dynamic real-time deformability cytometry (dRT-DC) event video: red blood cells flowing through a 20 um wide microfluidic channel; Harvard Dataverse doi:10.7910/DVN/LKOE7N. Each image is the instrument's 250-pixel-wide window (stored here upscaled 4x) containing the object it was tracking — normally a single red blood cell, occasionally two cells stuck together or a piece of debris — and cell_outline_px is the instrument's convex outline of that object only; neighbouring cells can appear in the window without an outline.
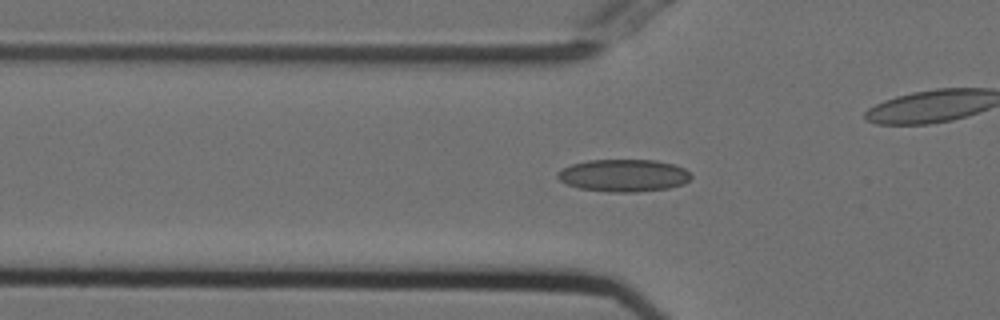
{"species": "Egyptian fruit bat (a non-hibernating species)", "species_latin": "Rousettus aegyptiacus", "temperature_condition": "cold", "stored_images_in_passage": 43, "camera_frame_rate_fps": 3000, "um_per_image_px": 0.085, "animal": {"sex": "female"}, "frame": {"image": 1, "passage_image": 6, "time_ms": 1.667, "image_size_px": [1000, 320], "cell_outline_px": [[692, 176], [684, 184], [668, 188], [636, 192], [608, 192], [580, 188], [568, 184], [560, 180], [556, 176], [564, 168], [572, 164], [588, 160], [656, 160], [672, 164], [684, 168]], "centroid_in_image_um": [53.03, 14.91], "position_along_channel_um": 72.8, "area_um2": 24.97}}
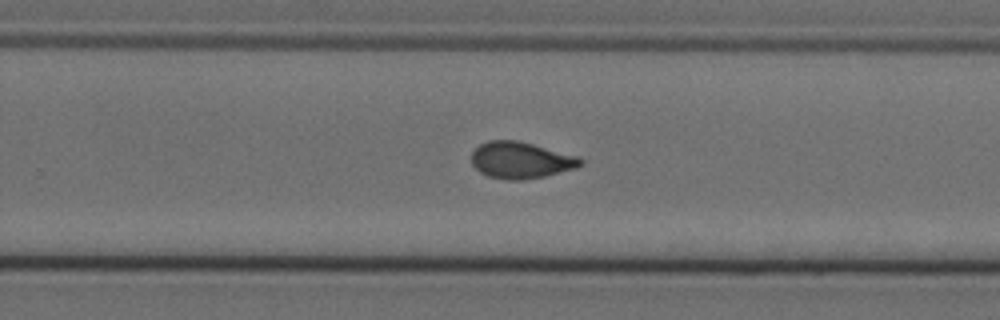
{"frame": {"image": 2, "passage_image": 23, "time_ms": 7.333, "image_size_px": [1000, 320], "cell_outline_px": [[584, 164], [576, 168], [544, 176], [524, 180], [504, 180], [488, 176], [480, 172], [472, 164], [472, 152], [480, 144], [488, 140], [516, 140], [580, 156], [584, 160]], "centroid_in_image_um": [44.29, 13.62], "position_along_channel_um": 285.5, "area_um2": 23.35}}
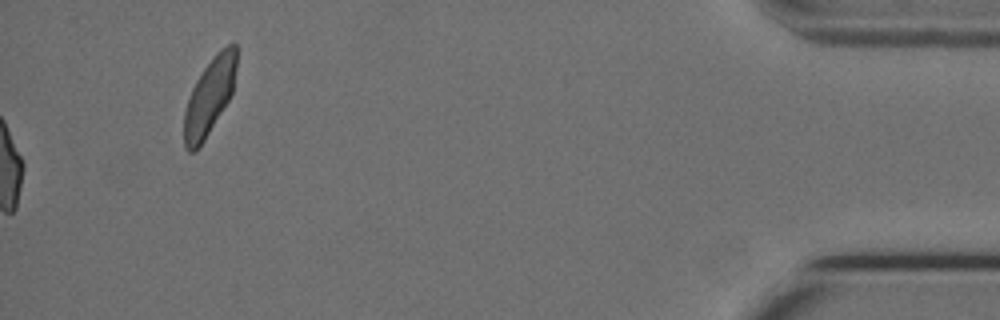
{"frame": {"image": 3, "passage_image": 43, "time_ms": 14.0, "image_size_px": [1000, 320], "cell_outline_px": [[236, 68], [232, 92], [228, 100], [204, 140], [196, 152], [188, 152], [184, 148], [184, 112], [192, 88], [196, 80], [204, 68], [216, 52], [228, 44], [236, 44]], "centroid_in_image_um": [17.78, 8.23], "position_along_channel_um": 417.4, "area_um2": 23.06}, "authors_computed_cell_mechanics": {"area_um2": 22.831, "velocity_mm_per_s": 3.7541, "shape_relaxation_time_tau1_ms": null, "shape_relaxation_time_tau2_ms": 1.6707, "deformation_change_tau1": null, "deformation_change_tau2": 0.054}}